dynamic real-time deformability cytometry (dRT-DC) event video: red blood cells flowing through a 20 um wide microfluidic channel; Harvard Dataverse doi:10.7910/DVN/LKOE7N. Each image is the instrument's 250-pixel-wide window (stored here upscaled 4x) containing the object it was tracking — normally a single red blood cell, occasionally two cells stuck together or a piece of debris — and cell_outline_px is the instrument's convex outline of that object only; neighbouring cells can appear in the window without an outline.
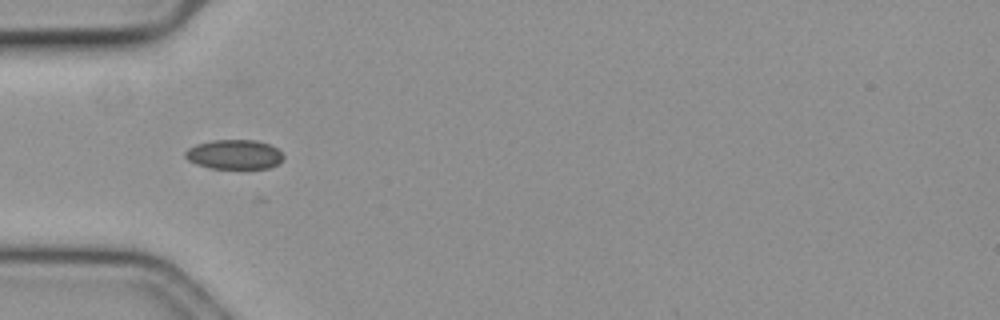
{"species": "common noctule bat (a hibernating species)", "species_latin": "Nyctalus noctula", "temperature_condition": "cold", "stored_images_in_passage": 25, "camera_frame_rate_fps": 3000, "um_per_image_px": 0.085, "animal": {"sex": "female", "body_mass_g": 19.3, "forearm_length_mm": 54.1}, "frame": {"image": 1, "passage_image": 4, "time_ms": 1.0, "image_size_px": [1000, 320], "cell_outline_px": [[284, 156], [276, 164], [268, 168], [208, 168], [196, 164], [188, 160], [184, 156], [184, 152], [188, 148], [196, 144], [212, 140], [256, 140], [268, 144], [276, 148]], "centroid_in_image_um": [19.86, 13.12], "position_along_channel_um": 65.1, "area_um2": 16.76}}
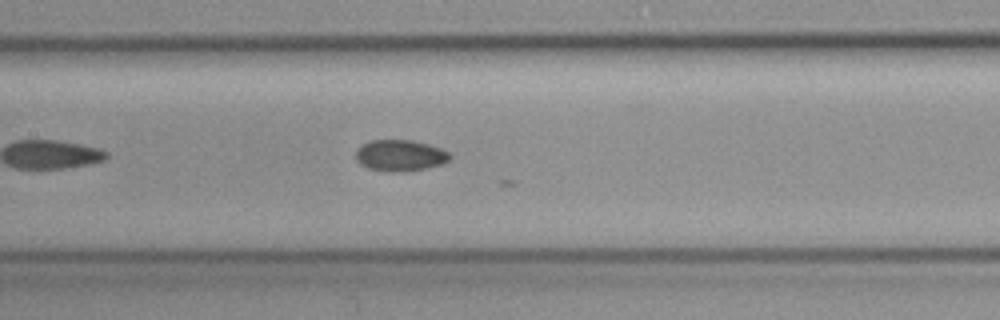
{"frame": {"image": 2, "passage_image": 13, "time_ms": 4.0, "image_size_px": [1000, 320], "cell_outline_px": [[452, 156], [448, 160], [440, 164], [424, 168], [404, 172], [388, 172], [368, 168], [360, 164], [356, 160], [356, 152], [364, 144], [372, 140], [412, 140], [428, 144], [440, 148], [448, 152]], "centroid_in_image_um": [34.0, 13.22], "position_along_channel_um": 173.4, "area_um2": 16.99}}
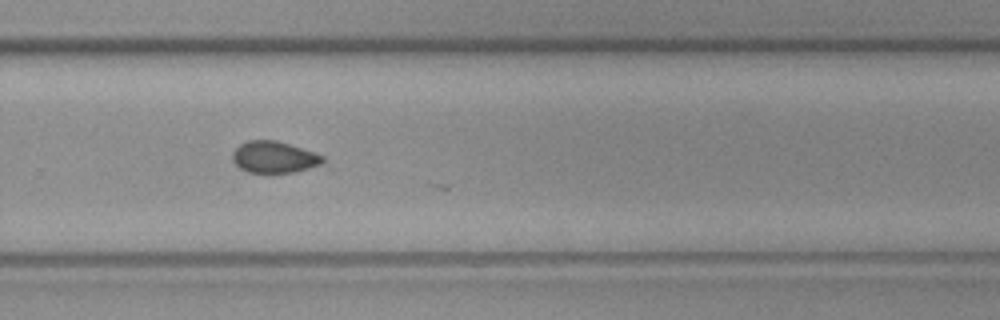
{"frame": {"image": 3, "passage_image": 24, "time_ms": 7.667, "image_size_px": [1000, 320], "cell_outline_px": [[324, 160], [320, 164], [308, 168], [292, 172], [248, 172], [240, 168], [232, 160], [232, 152], [240, 144], [248, 140], [276, 140], [324, 156]], "centroid_in_image_um": [23.25, 13.35], "position_along_channel_um": 306.6, "area_um2": 16.3}}